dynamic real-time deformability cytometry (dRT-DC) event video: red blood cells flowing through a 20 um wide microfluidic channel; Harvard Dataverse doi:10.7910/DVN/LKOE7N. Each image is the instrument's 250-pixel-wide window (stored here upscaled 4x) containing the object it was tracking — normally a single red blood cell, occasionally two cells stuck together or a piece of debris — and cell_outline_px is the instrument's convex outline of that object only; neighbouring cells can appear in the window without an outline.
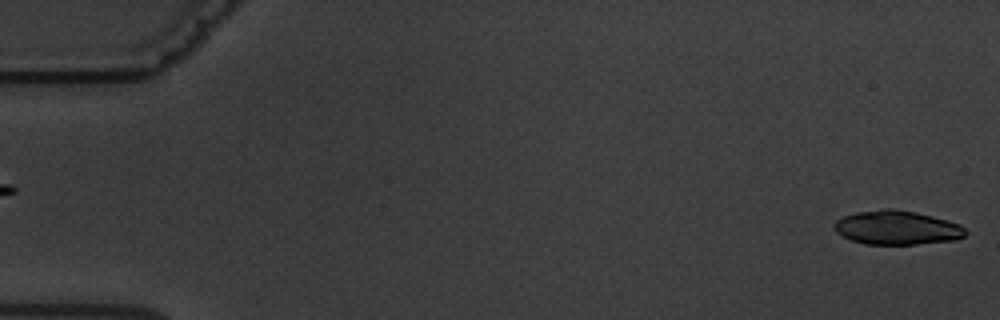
{"species": "common noctule bat (a hibernating species)", "species_latin": "Nyctalus noctula", "temperature_condition": "warm", "stored_images_in_passage": 6, "segment_of_instrument_passage": [2, 2], "camera_frame_rate_fps": 3000, "um_per_image_px": 0.085, "animal": {"sex": "male", "body_mass_g": 19.5, "forearm_length_mm": 54.6}, "frame": {"image": 1, "passage_image": 6, "time_ms": 6.667, "image_size_px": [1000, 320], "cell_outline_px": [[968, 232], [964, 236], [956, 240], [916, 244], [864, 244], [852, 240], [836, 232], [832, 224], [836, 220], [844, 216], [856, 212], [884, 208], [892, 208], [932, 216], [948, 220], [960, 224]], "centroid_in_image_um": [76.24, 19.35], "position_along_channel_um": 8.8, "area_um2": 26.01}}